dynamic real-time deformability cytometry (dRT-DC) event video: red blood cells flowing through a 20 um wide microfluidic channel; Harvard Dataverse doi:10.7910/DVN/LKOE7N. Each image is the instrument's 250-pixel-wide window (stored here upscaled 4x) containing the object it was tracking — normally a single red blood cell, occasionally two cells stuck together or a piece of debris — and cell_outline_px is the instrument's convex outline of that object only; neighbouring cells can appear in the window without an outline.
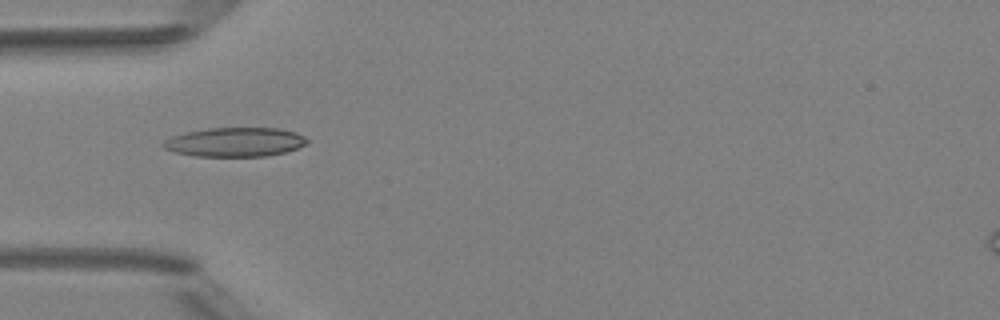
{"species": "Egyptian fruit bat (a non-hibernating species)", "species_latin": "Rousettus aegyptiacus", "temperature_condition": "room temperature", "stored_images_in_passage": 3, "camera_frame_rate_fps": 3000, "um_per_image_px": 0.085, "animal": {"sex": "female"}, "frame": {"image": 1, "passage_image": 1, "time_ms": 0.0, "image_size_px": [1000, 320], "cell_outline_px": [[308, 140], [304, 144], [296, 148], [284, 152], [264, 156], [196, 156], [176, 152], [164, 148], [160, 144], [164, 140], [172, 136], [188, 132], [208, 128], [276, 128], [296, 132], [304, 136]], "centroid_in_image_um": [19.95, 12.07], "position_along_channel_um": 65.1, "area_um2": 24.16}}
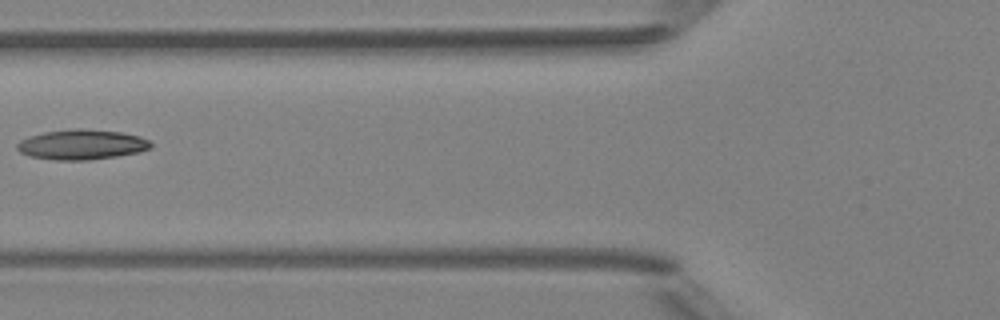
{"frame": {"image": 2, "passage_image": 2, "time_ms": 1.333, "image_size_px": [1000, 320], "cell_outline_px": [[152, 144], [148, 148], [136, 152], [116, 156], [88, 160], [52, 160], [28, 156], [20, 152], [16, 148], [16, 144], [20, 140], [28, 136], [44, 132], [76, 128], [80, 128], [120, 132], [140, 136], [148, 140]], "centroid_in_image_um": [6.87, 12.28], "position_along_channel_um": 118.9, "area_um2": 23.35}}
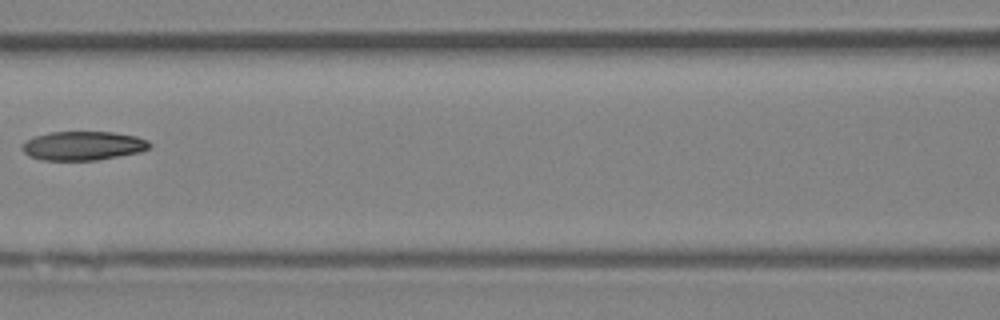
{"frame": {"image": 3, "passage_image": 3, "time_ms": 2.333, "image_size_px": [1000, 320], "cell_outline_px": [[152, 144], [148, 148], [140, 152], [96, 160], [44, 160], [28, 156], [20, 148], [28, 140], [36, 136], [52, 132], [112, 132], [136, 136], [148, 140]], "centroid_in_image_um": [7.08, 12.39], "position_along_channel_um": 159.5, "area_um2": 21.33}}